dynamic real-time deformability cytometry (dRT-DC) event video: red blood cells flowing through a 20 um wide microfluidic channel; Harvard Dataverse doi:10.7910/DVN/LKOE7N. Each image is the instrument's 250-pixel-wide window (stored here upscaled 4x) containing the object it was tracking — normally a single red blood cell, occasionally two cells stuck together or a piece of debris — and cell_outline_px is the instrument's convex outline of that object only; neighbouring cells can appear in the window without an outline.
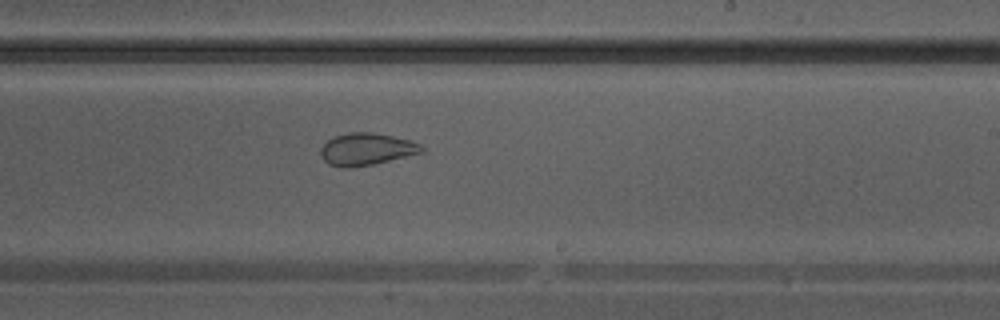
{"species": "Egyptian fruit bat (a non-hibernating species)", "species_latin": "Rousettus aegyptiacus", "temperature_condition": "warm", "stored_images_in_passage": 28, "camera_frame_rate_fps": 3000, "um_per_image_px": 0.085, "animal": {"sex": "male"}, "frame": {"image": 1, "passage_image": 13, "time_ms": 4.0, "image_size_px": [1000, 320], "cell_outline_px": [[424, 152], [372, 164], [348, 168], [340, 168], [328, 164], [324, 160], [320, 152], [320, 148], [332, 136], [348, 132], [372, 132], [392, 136], [408, 140], [420, 144], [424, 148]], "centroid_in_image_um": [31.11, 12.68], "position_along_channel_um": 257.9, "area_um2": 18.9}}
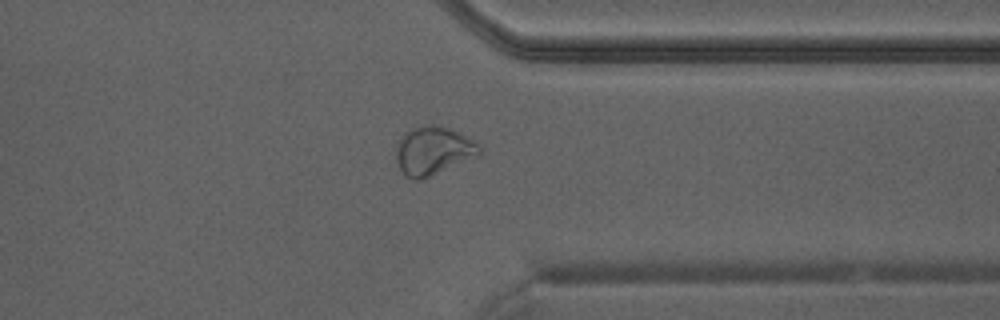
{"frame": {"image": 2, "passage_image": 20, "time_ms": 6.333, "image_size_px": [1000, 320], "cell_outline_px": [[484, 148], [480, 156], [420, 180], [412, 180], [404, 176], [396, 160], [396, 148], [400, 136], [404, 132], [428, 124], [432, 124], [448, 128], [476, 140]], "centroid_in_image_um": [36.86, 12.82], "position_along_channel_um": 374.5, "area_um2": 23.87}}